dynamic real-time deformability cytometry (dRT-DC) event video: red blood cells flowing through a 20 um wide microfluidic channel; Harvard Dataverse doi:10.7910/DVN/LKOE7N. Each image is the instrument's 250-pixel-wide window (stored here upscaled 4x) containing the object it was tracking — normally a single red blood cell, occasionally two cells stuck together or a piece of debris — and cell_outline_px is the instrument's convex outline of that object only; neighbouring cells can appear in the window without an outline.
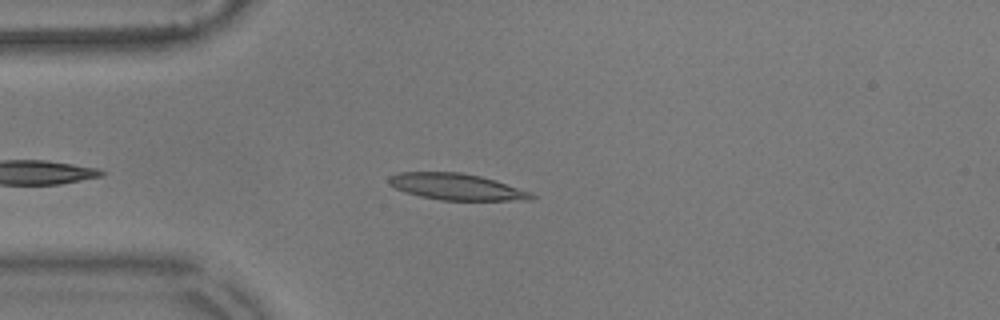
{"species": "common noctule bat (a hibernating species)", "species_latin": "Nyctalus noctula", "temperature_condition": "warm", "stored_images_in_passage": 40, "camera_frame_rate_fps": 3000, "um_per_image_px": 0.085, "animal": {"sex": "male", "body_mass_g": 17.9}, "frame": {"image": 1, "passage_image": 1, "time_ms": 0.0, "image_size_px": [1000, 320], "cell_outline_px": [[536, 196], [532, 200], [440, 200], [420, 196], [404, 192], [388, 184], [388, 176], [396, 172], [460, 172], [480, 176], [532, 192]], "centroid_in_image_um": [38.76, 15.87], "position_along_channel_um": 46.2, "area_um2": 21.96}}
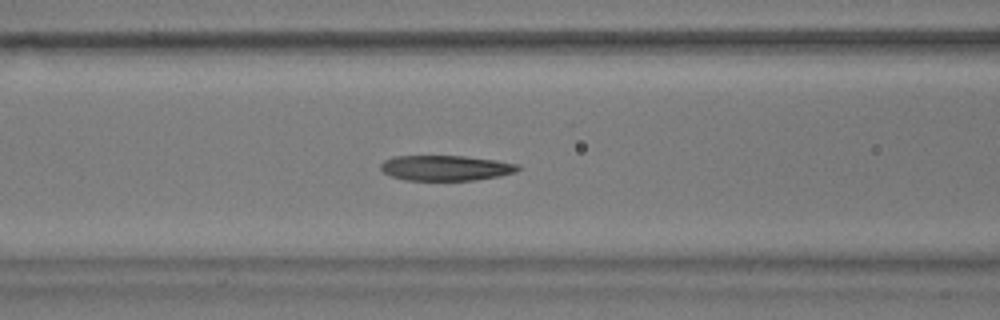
{"frame": {"image": 2, "passage_image": 9, "time_ms": 2.667, "image_size_px": [1000, 320], "cell_outline_px": [[520, 168], [516, 172], [500, 176], [472, 180], [404, 180], [392, 176], [384, 172], [380, 168], [380, 164], [384, 160], [392, 156], [464, 156], [496, 160], [520, 164]], "centroid_in_image_um": [37.89, 14.27], "position_along_channel_um": 128.7, "area_um2": 20.29}}
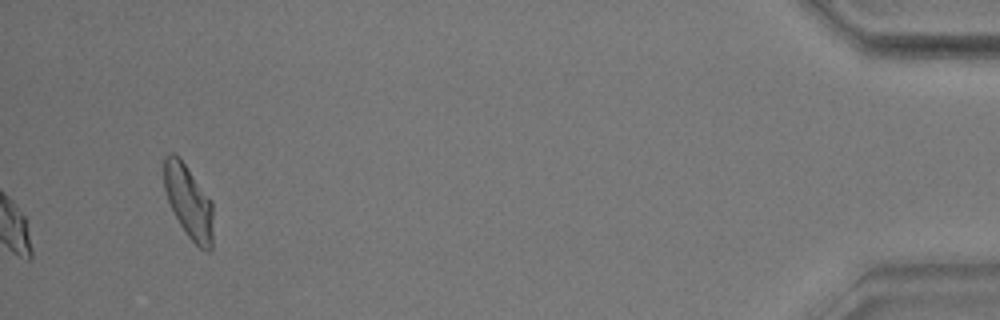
{"frame": {"image": 3, "passage_image": 40, "time_ms": 13.0, "image_size_px": [1000, 320], "cell_outline_px": [[212, 248], [208, 252], [200, 248], [188, 236], [180, 224], [168, 200], [164, 188], [164, 156], [168, 152], [176, 152], [180, 156], [212, 200]], "centroid_in_image_um": [16.03, 17.07], "position_along_channel_um": 419.2, "area_um2": 21.1}, "authors_computed_cell_mechanics": {"area_um2": 18.8717, "velocity_mm_per_s": 3.5845, "shape_relaxation_time_tau1_ms": null, "shape_relaxation_time_tau2_ms": 1.3207, "deformation_change_tau1": null, "deformation_change_tau2": 0.069}}